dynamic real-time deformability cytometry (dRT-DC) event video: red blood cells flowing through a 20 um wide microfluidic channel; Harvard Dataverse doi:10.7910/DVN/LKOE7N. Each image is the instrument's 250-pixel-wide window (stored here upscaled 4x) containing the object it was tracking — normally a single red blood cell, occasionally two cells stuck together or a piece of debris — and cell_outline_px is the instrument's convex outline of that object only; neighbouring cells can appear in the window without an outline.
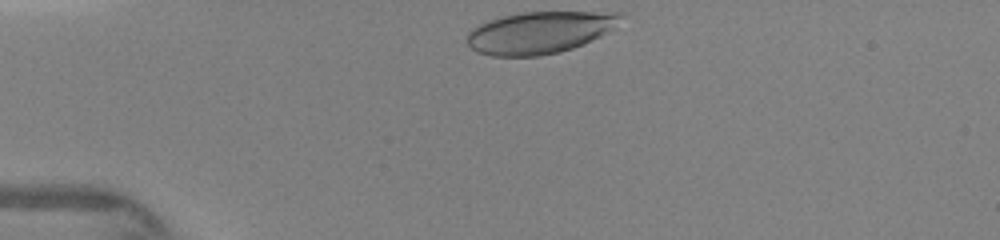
{"species": "human", "species_latin": "Homo sapiens", "temperature_condition": "warm", "stored_images_in_passage": 17, "camera_frame_rate_fps": 3000, "um_per_image_px": 0.085, "donor": {"sex": "female"}, "frame": {"image": 1, "passage_image": 1, "time_ms": 0.0, "image_size_px": [1000, 240], "cell_outline_px": [[624, 12], [600, 36], [584, 44], [560, 52], [540, 56], [492, 56], [476, 52], [468, 44], [468, 32], [472, 28], [480, 24], [504, 16], [524, 12]], "centroid_in_image_um": [45.79, 2.78], "position_along_channel_um": 39.2, "area_um2": 36.82}}
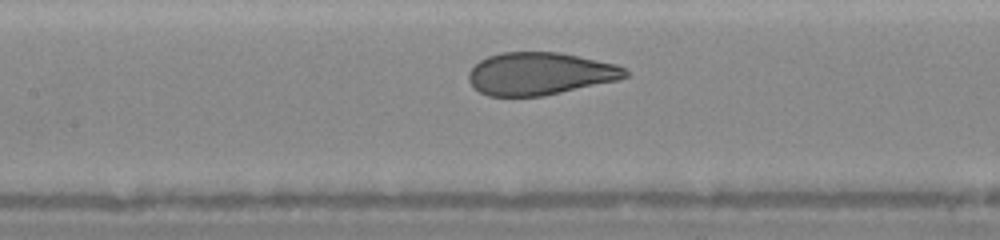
{"frame": {"image": 2, "passage_image": 10, "time_ms": 3.667, "image_size_px": [1000, 240], "cell_outline_px": [[628, 76], [620, 80], [544, 96], [488, 96], [480, 92], [468, 80], [468, 72], [480, 60], [488, 56], [500, 52], [560, 52], [616, 64], [624, 68], [628, 72]], "centroid_in_image_um": [45.91, 6.26], "position_along_channel_um": 161.5, "area_um2": 38.96}}
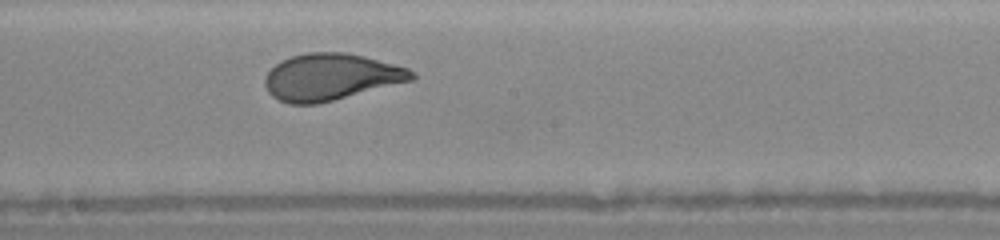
{"frame": {"image": 3, "passage_image": 13, "time_ms": 5.0, "image_size_px": [1000, 240], "cell_outline_px": [[416, 80], [316, 104], [288, 104], [272, 96], [268, 92], [264, 84], [264, 76], [280, 60], [292, 56], [308, 52], [348, 52], [364, 56], [408, 68], [416, 72]], "centroid_in_image_um": [28.14, 6.54], "position_along_channel_um": 220.1, "area_um2": 40.17}}